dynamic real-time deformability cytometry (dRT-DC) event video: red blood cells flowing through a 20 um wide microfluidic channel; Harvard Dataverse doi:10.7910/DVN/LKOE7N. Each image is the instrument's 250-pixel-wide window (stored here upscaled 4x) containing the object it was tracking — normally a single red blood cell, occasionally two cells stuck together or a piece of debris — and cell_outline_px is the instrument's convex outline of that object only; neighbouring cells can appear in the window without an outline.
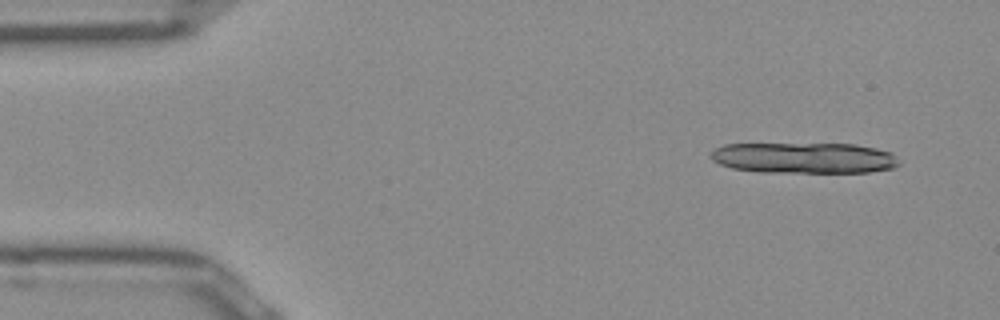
{"species": "Egyptian fruit bat (a non-hibernating species)", "species_latin": "Rousettus aegyptiacus", "temperature_condition": "room temperature", "stored_images_in_passage": 10, "camera_frame_rate_fps": 3000, "um_per_image_px": 0.085, "frame": {"image": 1, "passage_image": 1, "time_ms": 0.0, "image_size_px": [1000, 320], "cell_outline_px": [[900, 164], [892, 168], [868, 172], [760, 172], [732, 168], [720, 164], [712, 160], [712, 152], [716, 148], [724, 144], [856, 144], [876, 148], [892, 152]], "centroid_in_image_um": [68.36, 13.42], "position_along_channel_um": 16.6, "area_um2": 33.76}}